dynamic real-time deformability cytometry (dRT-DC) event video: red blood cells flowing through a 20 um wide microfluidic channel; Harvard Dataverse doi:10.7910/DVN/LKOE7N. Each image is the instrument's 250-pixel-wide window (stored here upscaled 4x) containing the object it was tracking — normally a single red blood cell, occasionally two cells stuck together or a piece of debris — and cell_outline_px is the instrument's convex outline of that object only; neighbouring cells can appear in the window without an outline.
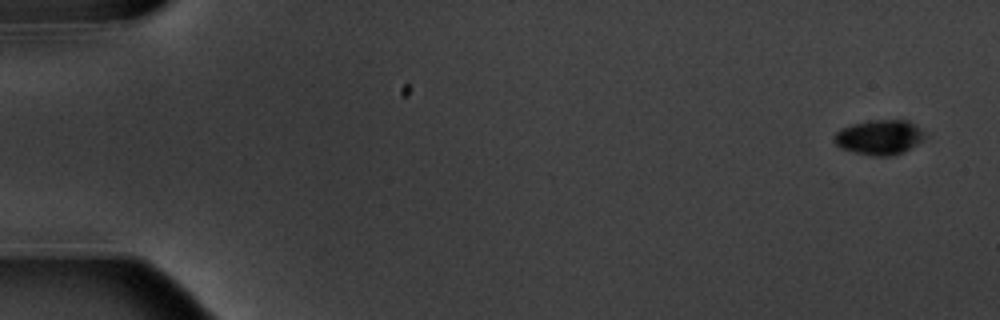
{"species": "common noctule bat (a hibernating species)", "species_latin": "Nyctalus noctula", "temperature_condition": "warm", "stored_images_in_passage": 5, "camera_frame_rate_fps": 3000, "um_per_image_px": 0.085, "animal": {"sex": "male", "body_mass_g": 20.1, "forearm_length_mm": 53.5}, "frame": {"image": 1, "passage_image": 1, "time_ms": 0.0, "image_size_px": [1000, 320], "cell_outline_px": [[928, 136], [904, 152], [892, 156], [872, 156], [840, 148], [832, 140], [836, 132], [840, 128], [852, 124], [868, 120], [908, 120]], "centroid_in_image_um": [74.72, 11.67], "position_along_channel_um": 10.3, "area_um2": 18.44}}
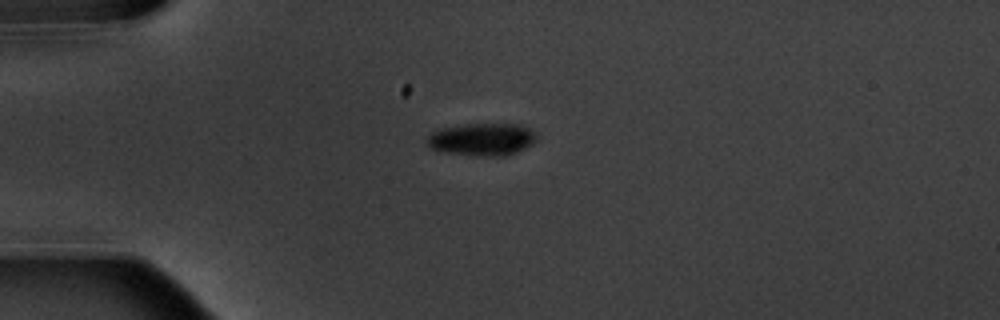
{"frame": {"image": 2, "passage_image": 4, "time_ms": 4.333, "image_size_px": [1000, 320], "cell_outline_px": [[536, 140], [532, 144], [516, 152], [504, 156], [476, 156], [436, 152], [424, 140], [432, 132], [440, 128], [468, 124], [516, 124], [528, 128], [536, 136]], "centroid_in_image_um": [40.9, 11.86], "position_along_channel_um": 44.1, "area_um2": 20.87}}